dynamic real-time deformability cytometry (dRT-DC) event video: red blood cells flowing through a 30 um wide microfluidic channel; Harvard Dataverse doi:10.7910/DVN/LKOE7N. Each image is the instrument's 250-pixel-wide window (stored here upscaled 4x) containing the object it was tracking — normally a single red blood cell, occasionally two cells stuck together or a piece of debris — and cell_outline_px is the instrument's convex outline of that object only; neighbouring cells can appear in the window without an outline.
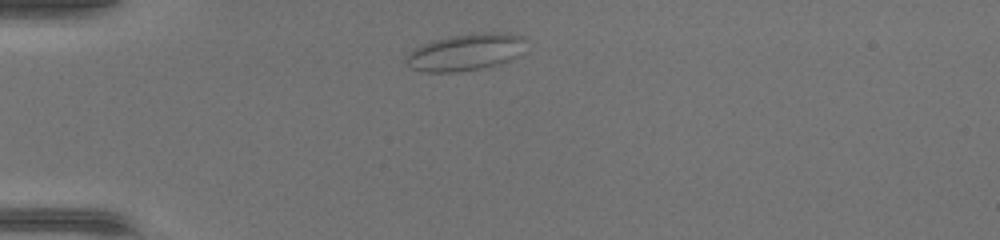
{"species": "common noctule bat (a hibernating species)", "species_latin": "Nyctalus noctula", "temperature_condition": "warm", "stored_images_in_passage": 35, "camera_frame_rate_fps": 3000, "um_per_image_px": 0.085, "animal": {"sex": "female", "body_mass_g": 17.0, "forearm_length_mm": 48.0}, "frame": {"image": 1, "passage_image": 1, "time_ms": 0.0, "image_size_px": [1000, 240], "cell_outline_px": [[528, 40], [516, 56], [500, 64], [480, 68], [456, 72], [424, 72], [412, 68], [404, 60], [420, 44], [432, 40], [452, 36], [484, 32], [508, 32], [520, 36]], "centroid_in_image_um": [39.58, 4.42], "position_along_channel_um": 45.4, "area_um2": 25.49}}
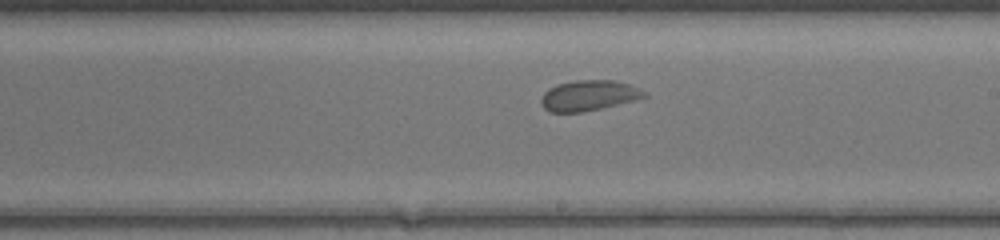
{"frame": {"image": 2, "passage_image": 16, "time_ms": 5.0, "image_size_px": [1000, 240], "cell_outline_px": [[648, 96], [636, 100], [600, 108], [580, 112], [548, 112], [540, 104], [540, 100], [544, 92], [548, 88], [556, 84], [576, 80], [612, 80], [628, 84], [640, 88], [648, 92]], "centroid_in_image_um": [50.04, 8.11], "position_along_channel_um": 239.0, "area_um2": 18.44}}
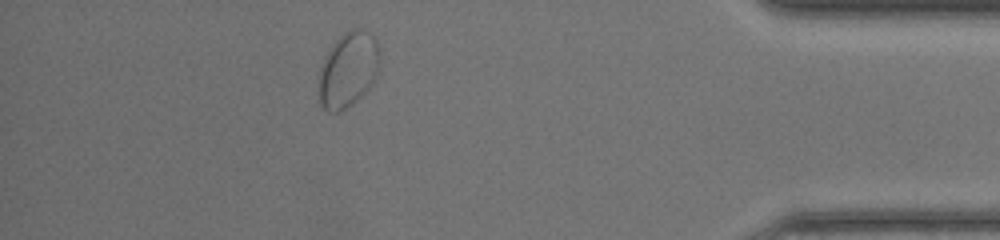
{"frame": {"image": 3, "passage_image": 30, "time_ms": 9.667, "image_size_px": [1000, 240], "cell_outline_px": [[380, 64], [376, 76], [368, 88], [352, 104], [340, 112], [328, 112], [320, 104], [320, 68], [324, 56], [336, 40], [344, 32], [352, 28], [360, 28], [376, 36], [380, 52]], "centroid_in_image_um": [29.62, 5.88], "position_along_channel_um": 405.6, "area_um2": 26.82}}